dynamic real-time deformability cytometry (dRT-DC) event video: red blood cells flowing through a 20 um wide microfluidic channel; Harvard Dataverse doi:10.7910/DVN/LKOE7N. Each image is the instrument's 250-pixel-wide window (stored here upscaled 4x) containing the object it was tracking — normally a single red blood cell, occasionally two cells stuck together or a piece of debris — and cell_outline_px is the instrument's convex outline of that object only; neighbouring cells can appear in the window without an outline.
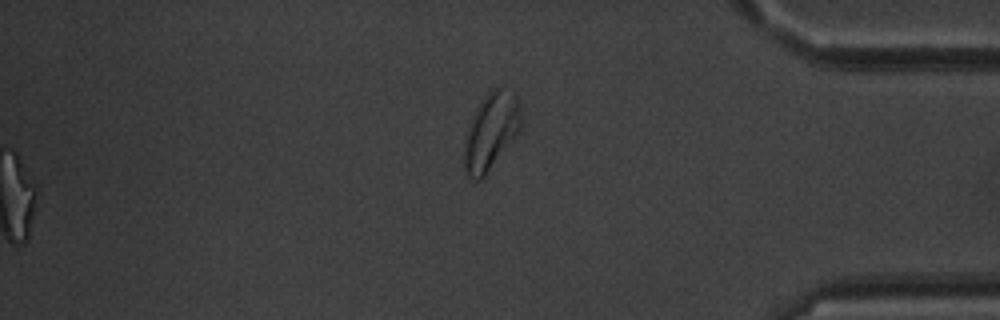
{"species": "common noctule bat (a hibernating species)", "species_latin": "Nyctalus noctula", "temperature_condition": "warm", "stored_images_in_passage": 41, "segment_of_instrument_passage": [2, 2], "camera_frame_rate_fps": 3000, "um_per_image_px": 0.085, "animal": {"sex": "male", "body_mass_g": 20.1, "forearm_length_mm": 53.5}, "frame": {"image": 1, "passage_image": 41, "time_ms": 13.333, "image_size_px": [1000, 320], "cell_outline_px": [[524, 124], [520, 132], [484, 176], [480, 180], [476, 180], [468, 176], [464, 168], [464, 140], [472, 116], [480, 100], [496, 84], [504, 84], [512, 88], [516, 92], [520, 100]], "centroid_in_image_um": [41.81, 11.03], "position_along_channel_um": 393.4, "area_um2": 26.65}}